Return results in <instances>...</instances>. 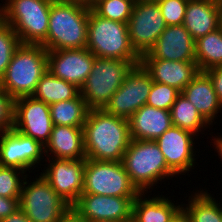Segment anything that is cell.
I'll use <instances>...</instances> for the list:
<instances>
[{"instance_id": "6da1fadb", "label": "cell", "mask_w": 222, "mask_h": 222, "mask_svg": "<svg viewBox=\"0 0 222 222\" xmlns=\"http://www.w3.org/2000/svg\"><path fill=\"white\" fill-rule=\"evenodd\" d=\"M86 158L122 161L131 140L128 119L104 109H89L83 125Z\"/></svg>"}, {"instance_id": "7a4b0ae2", "label": "cell", "mask_w": 222, "mask_h": 222, "mask_svg": "<svg viewBox=\"0 0 222 222\" xmlns=\"http://www.w3.org/2000/svg\"><path fill=\"white\" fill-rule=\"evenodd\" d=\"M89 10L90 7L81 2L53 0L48 34L42 46L47 51L85 48Z\"/></svg>"}, {"instance_id": "3957f363", "label": "cell", "mask_w": 222, "mask_h": 222, "mask_svg": "<svg viewBox=\"0 0 222 222\" xmlns=\"http://www.w3.org/2000/svg\"><path fill=\"white\" fill-rule=\"evenodd\" d=\"M47 70V50L40 44L21 43L0 79V86L14 99L32 96Z\"/></svg>"}, {"instance_id": "277c9868", "label": "cell", "mask_w": 222, "mask_h": 222, "mask_svg": "<svg viewBox=\"0 0 222 222\" xmlns=\"http://www.w3.org/2000/svg\"><path fill=\"white\" fill-rule=\"evenodd\" d=\"M121 162L140 193H151L158 181L176 177L155 141L131 139Z\"/></svg>"}, {"instance_id": "5b68a950", "label": "cell", "mask_w": 222, "mask_h": 222, "mask_svg": "<svg viewBox=\"0 0 222 222\" xmlns=\"http://www.w3.org/2000/svg\"><path fill=\"white\" fill-rule=\"evenodd\" d=\"M86 48L99 58L131 61L134 65L141 61L131 45L127 23L102 18L91 8Z\"/></svg>"}, {"instance_id": "8992f818", "label": "cell", "mask_w": 222, "mask_h": 222, "mask_svg": "<svg viewBox=\"0 0 222 222\" xmlns=\"http://www.w3.org/2000/svg\"><path fill=\"white\" fill-rule=\"evenodd\" d=\"M53 0H5L0 3V18L9 24L23 44L46 41Z\"/></svg>"}, {"instance_id": "52a82bcc", "label": "cell", "mask_w": 222, "mask_h": 222, "mask_svg": "<svg viewBox=\"0 0 222 222\" xmlns=\"http://www.w3.org/2000/svg\"><path fill=\"white\" fill-rule=\"evenodd\" d=\"M131 61L95 57L80 94L89 109H103L133 68Z\"/></svg>"}, {"instance_id": "ba28073f", "label": "cell", "mask_w": 222, "mask_h": 222, "mask_svg": "<svg viewBox=\"0 0 222 222\" xmlns=\"http://www.w3.org/2000/svg\"><path fill=\"white\" fill-rule=\"evenodd\" d=\"M27 174L21 191L19 207L32 222H59L71 208L50 186L43 175L28 180Z\"/></svg>"}, {"instance_id": "9c48e42d", "label": "cell", "mask_w": 222, "mask_h": 222, "mask_svg": "<svg viewBox=\"0 0 222 222\" xmlns=\"http://www.w3.org/2000/svg\"><path fill=\"white\" fill-rule=\"evenodd\" d=\"M83 193L117 197H137L140 194L121 161L88 158L85 162Z\"/></svg>"}, {"instance_id": "30bf717a", "label": "cell", "mask_w": 222, "mask_h": 222, "mask_svg": "<svg viewBox=\"0 0 222 222\" xmlns=\"http://www.w3.org/2000/svg\"><path fill=\"white\" fill-rule=\"evenodd\" d=\"M127 25L131 45L140 57L154 47L167 27L156 0H135Z\"/></svg>"}, {"instance_id": "8fae6325", "label": "cell", "mask_w": 222, "mask_h": 222, "mask_svg": "<svg viewBox=\"0 0 222 222\" xmlns=\"http://www.w3.org/2000/svg\"><path fill=\"white\" fill-rule=\"evenodd\" d=\"M152 82L151 75L141 63L134 65L103 109L115 116L129 119L146 104Z\"/></svg>"}, {"instance_id": "7c38bea8", "label": "cell", "mask_w": 222, "mask_h": 222, "mask_svg": "<svg viewBox=\"0 0 222 222\" xmlns=\"http://www.w3.org/2000/svg\"><path fill=\"white\" fill-rule=\"evenodd\" d=\"M44 158V146L35 139L14 128L0 133V166L18 168L30 174L39 165L38 168L43 166Z\"/></svg>"}, {"instance_id": "4fadbf2b", "label": "cell", "mask_w": 222, "mask_h": 222, "mask_svg": "<svg viewBox=\"0 0 222 222\" xmlns=\"http://www.w3.org/2000/svg\"><path fill=\"white\" fill-rule=\"evenodd\" d=\"M45 168L39 174L71 207L83 193L86 159L45 158ZM47 165V167H46Z\"/></svg>"}, {"instance_id": "5bb4252c", "label": "cell", "mask_w": 222, "mask_h": 222, "mask_svg": "<svg viewBox=\"0 0 222 222\" xmlns=\"http://www.w3.org/2000/svg\"><path fill=\"white\" fill-rule=\"evenodd\" d=\"M53 126L48 104L33 96H23L14 100L15 130L35 139L45 147Z\"/></svg>"}, {"instance_id": "9a60e30c", "label": "cell", "mask_w": 222, "mask_h": 222, "mask_svg": "<svg viewBox=\"0 0 222 222\" xmlns=\"http://www.w3.org/2000/svg\"><path fill=\"white\" fill-rule=\"evenodd\" d=\"M135 198L82 193L71 208L86 222H126L132 220Z\"/></svg>"}, {"instance_id": "2e32d148", "label": "cell", "mask_w": 222, "mask_h": 222, "mask_svg": "<svg viewBox=\"0 0 222 222\" xmlns=\"http://www.w3.org/2000/svg\"><path fill=\"white\" fill-rule=\"evenodd\" d=\"M199 139L192 132L176 126L170 127L155 142L165 157L168 168L178 177L188 174L196 166L195 140ZM197 151H196V150ZM185 173V174H184Z\"/></svg>"}, {"instance_id": "e0dca14e", "label": "cell", "mask_w": 222, "mask_h": 222, "mask_svg": "<svg viewBox=\"0 0 222 222\" xmlns=\"http://www.w3.org/2000/svg\"><path fill=\"white\" fill-rule=\"evenodd\" d=\"M47 59L54 76L81 88L91 73L95 55L85 47L47 51Z\"/></svg>"}, {"instance_id": "ac0fdd59", "label": "cell", "mask_w": 222, "mask_h": 222, "mask_svg": "<svg viewBox=\"0 0 222 222\" xmlns=\"http://www.w3.org/2000/svg\"><path fill=\"white\" fill-rule=\"evenodd\" d=\"M141 58L196 61L195 40L183 24L167 26L160 34L154 47Z\"/></svg>"}, {"instance_id": "d6986e66", "label": "cell", "mask_w": 222, "mask_h": 222, "mask_svg": "<svg viewBox=\"0 0 222 222\" xmlns=\"http://www.w3.org/2000/svg\"><path fill=\"white\" fill-rule=\"evenodd\" d=\"M140 63L149 72L152 81L175 87L180 92L200 72L196 61L141 58Z\"/></svg>"}, {"instance_id": "ffe728a7", "label": "cell", "mask_w": 222, "mask_h": 222, "mask_svg": "<svg viewBox=\"0 0 222 222\" xmlns=\"http://www.w3.org/2000/svg\"><path fill=\"white\" fill-rule=\"evenodd\" d=\"M44 154L46 158L86 159L83 127L53 126Z\"/></svg>"}, {"instance_id": "44dd1931", "label": "cell", "mask_w": 222, "mask_h": 222, "mask_svg": "<svg viewBox=\"0 0 222 222\" xmlns=\"http://www.w3.org/2000/svg\"><path fill=\"white\" fill-rule=\"evenodd\" d=\"M130 138L134 140L155 141L172 127L169 110L154 108L145 104L129 119Z\"/></svg>"}, {"instance_id": "7402d4cb", "label": "cell", "mask_w": 222, "mask_h": 222, "mask_svg": "<svg viewBox=\"0 0 222 222\" xmlns=\"http://www.w3.org/2000/svg\"><path fill=\"white\" fill-rule=\"evenodd\" d=\"M181 93L197 109L199 114L212 126L217 114L222 113V103L214 90L213 83L205 71H200Z\"/></svg>"}, {"instance_id": "603a6c76", "label": "cell", "mask_w": 222, "mask_h": 222, "mask_svg": "<svg viewBox=\"0 0 222 222\" xmlns=\"http://www.w3.org/2000/svg\"><path fill=\"white\" fill-rule=\"evenodd\" d=\"M219 0H188L183 25L197 40L219 28Z\"/></svg>"}, {"instance_id": "cb8c5ba5", "label": "cell", "mask_w": 222, "mask_h": 222, "mask_svg": "<svg viewBox=\"0 0 222 222\" xmlns=\"http://www.w3.org/2000/svg\"><path fill=\"white\" fill-rule=\"evenodd\" d=\"M145 194L140 193L133 202L132 220L135 222H170L182 207L181 203L174 204L169 199L171 197H166L162 193L153 197Z\"/></svg>"}, {"instance_id": "d4e9b609", "label": "cell", "mask_w": 222, "mask_h": 222, "mask_svg": "<svg viewBox=\"0 0 222 222\" xmlns=\"http://www.w3.org/2000/svg\"><path fill=\"white\" fill-rule=\"evenodd\" d=\"M207 191L210 190L200 188V191L190 192L191 195L186 199L188 203L182 204L192 222H222V201H218Z\"/></svg>"}, {"instance_id": "484cf974", "label": "cell", "mask_w": 222, "mask_h": 222, "mask_svg": "<svg viewBox=\"0 0 222 222\" xmlns=\"http://www.w3.org/2000/svg\"><path fill=\"white\" fill-rule=\"evenodd\" d=\"M80 88L73 83L54 76L49 70L41 77L32 95L35 99L50 105L76 98Z\"/></svg>"}, {"instance_id": "4316f807", "label": "cell", "mask_w": 222, "mask_h": 222, "mask_svg": "<svg viewBox=\"0 0 222 222\" xmlns=\"http://www.w3.org/2000/svg\"><path fill=\"white\" fill-rule=\"evenodd\" d=\"M170 114L173 126L190 131L198 137L200 133L210 128V124L182 93L177 96L176 101L171 106Z\"/></svg>"}, {"instance_id": "83f0119b", "label": "cell", "mask_w": 222, "mask_h": 222, "mask_svg": "<svg viewBox=\"0 0 222 222\" xmlns=\"http://www.w3.org/2000/svg\"><path fill=\"white\" fill-rule=\"evenodd\" d=\"M51 119L54 126L83 127L89 108L79 94L76 98L50 104Z\"/></svg>"}, {"instance_id": "f1b7e54d", "label": "cell", "mask_w": 222, "mask_h": 222, "mask_svg": "<svg viewBox=\"0 0 222 222\" xmlns=\"http://www.w3.org/2000/svg\"><path fill=\"white\" fill-rule=\"evenodd\" d=\"M195 60L200 71L222 66V29L195 40Z\"/></svg>"}, {"instance_id": "f546056e", "label": "cell", "mask_w": 222, "mask_h": 222, "mask_svg": "<svg viewBox=\"0 0 222 222\" xmlns=\"http://www.w3.org/2000/svg\"><path fill=\"white\" fill-rule=\"evenodd\" d=\"M135 0H99L91 9L100 17L128 23Z\"/></svg>"}, {"instance_id": "4dcf8cb0", "label": "cell", "mask_w": 222, "mask_h": 222, "mask_svg": "<svg viewBox=\"0 0 222 222\" xmlns=\"http://www.w3.org/2000/svg\"><path fill=\"white\" fill-rule=\"evenodd\" d=\"M26 176L27 173L18 168L0 166V196L20 199Z\"/></svg>"}, {"instance_id": "1f68e13d", "label": "cell", "mask_w": 222, "mask_h": 222, "mask_svg": "<svg viewBox=\"0 0 222 222\" xmlns=\"http://www.w3.org/2000/svg\"><path fill=\"white\" fill-rule=\"evenodd\" d=\"M21 44L13 28L0 18V79L5 74L12 56Z\"/></svg>"}, {"instance_id": "d6a6232c", "label": "cell", "mask_w": 222, "mask_h": 222, "mask_svg": "<svg viewBox=\"0 0 222 222\" xmlns=\"http://www.w3.org/2000/svg\"><path fill=\"white\" fill-rule=\"evenodd\" d=\"M180 93L175 87L153 81L146 104L154 108L170 111Z\"/></svg>"}, {"instance_id": "836d02e7", "label": "cell", "mask_w": 222, "mask_h": 222, "mask_svg": "<svg viewBox=\"0 0 222 222\" xmlns=\"http://www.w3.org/2000/svg\"><path fill=\"white\" fill-rule=\"evenodd\" d=\"M167 26L182 25L188 0H156Z\"/></svg>"}, {"instance_id": "e575fe53", "label": "cell", "mask_w": 222, "mask_h": 222, "mask_svg": "<svg viewBox=\"0 0 222 222\" xmlns=\"http://www.w3.org/2000/svg\"><path fill=\"white\" fill-rule=\"evenodd\" d=\"M14 98L0 86V133L14 125Z\"/></svg>"}, {"instance_id": "d590c367", "label": "cell", "mask_w": 222, "mask_h": 222, "mask_svg": "<svg viewBox=\"0 0 222 222\" xmlns=\"http://www.w3.org/2000/svg\"><path fill=\"white\" fill-rule=\"evenodd\" d=\"M205 72L209 75L218 99L222 103V66L210 68Z\"/></svg>"}, {"instance_id": "8d00e7d4", "label": "cell", "mask_w": 222, "mask_h": 222, "mask_svg": "<svg viewBox=\"0 0 222 222\" xmlns=\"http://www.w3.org/2000/svg\"><path fill=\"white\" fill-rule=\"evenodd\" d=\"M19 201L20 199L0 196V221L19 208Z\"/></svg>"}, {"instance_id": "74e56055", "label": "cell", "mask_w": 222, "mask_h": 222, "mask_svg": "<svg viewBox=\"0 0 222 222\" xmlns=\"http://www.w3.org/2000/svg\"><path fill=\"white\" fill-rule=\"evenodd\" d=\"M1 222H32L19 207L11 215L5 217Z\"/></svg>"}, {"instance_id": "f35d334b", "label": "cell", "mask_w": 222, "mask_h": 222, "mask_svg": "<svg viewBox=\"0 0 222 222\" xmlns=\"http://www.w3.org/2000/svg\"><path fill=\"white\" fill-rule=\"evenodd\" d=\"M59 222H86L72 208H70L60 219Z\"/></svg>"}, {"instance_id": "ab89813d", "label": "cell", "mask_w": 222, "mask_h": 222, "mask_svg": "<svg viewBox=\"0 0 222 222\" xmlns=\"http://www.w3.org/2000/svg\"><path fill=\"white\" fill-rule=\"evenodd\" d=\"M170 222H192V220L188 213L181 207L172 217Z\"/></svg>"}, {"instance_id": "60d3db41", "label": "cell", "mask_w": 222, "mask_h": 222, "mask_svg": "<svg viewBox=\"0 0 222 222\" xmlns=\"http://www.w3.org/2000/svg\"><path fill=\"white\" fill-rule=\"evenodd\" d=\"M216 137L214 136V139L212 138V140L214 142H211V143H214L213 147H215V149H216V151L218 153V157L222 161V135L220 134V135H218Z\"/></svg>"}, {"instance_id": "b9f144b4", "label": "cell", "mask_w": 222, "mask_h": 222, "mask_svg": "<svg viewBox=\"0 0 222 222\" xmlns=\"http://www.w3.org/2000/svg\"><path fill=\"white\" fill-rule=\"evenodd\" d=\"M220 21L219 27L222 29V0H219Z\"/></svg>"}, {"instance_id": "7bdbcfd3", "label": "cell", "mask_w": 222, "mask_h": 222, "mask_svg": "<svg viewBox=\"0 0 222 222\" xmlns=\"http://www.w3.org/2000/svg\"><path fill=\"white\" fill-rule=\"evenodd\" d=\"M65 1H77L86 4L89 7V0H65Z\"/></svg>"}, {"instance_id": "ee69618b", "label": "cell", "mask_w": 222, "mask_h": 222, "mask_svg": "<svg viewBox=\"0 0 222 222\" xmlns=\"http://www.w3.org/2000/svg\"><path fill=\"white\" fill-rule=\"evenodd\" d=\"M99 0H89V7L91 8Z\"/></svg>"}, {"instance_id": "f6af8a7d", "label": "cell", "mask_w": 222, "mask_h": 222, "mask_svg": "<svg viewBox=\"0 0 222 222\" xmlns=\"http://www.w3.org/2000/svg\"><path fill=\"white\" fill-rule=\"evenodd\" d=\"M93 222H119V221H109V220H103V221H93Z\"/></svg>"}]
</instances>
